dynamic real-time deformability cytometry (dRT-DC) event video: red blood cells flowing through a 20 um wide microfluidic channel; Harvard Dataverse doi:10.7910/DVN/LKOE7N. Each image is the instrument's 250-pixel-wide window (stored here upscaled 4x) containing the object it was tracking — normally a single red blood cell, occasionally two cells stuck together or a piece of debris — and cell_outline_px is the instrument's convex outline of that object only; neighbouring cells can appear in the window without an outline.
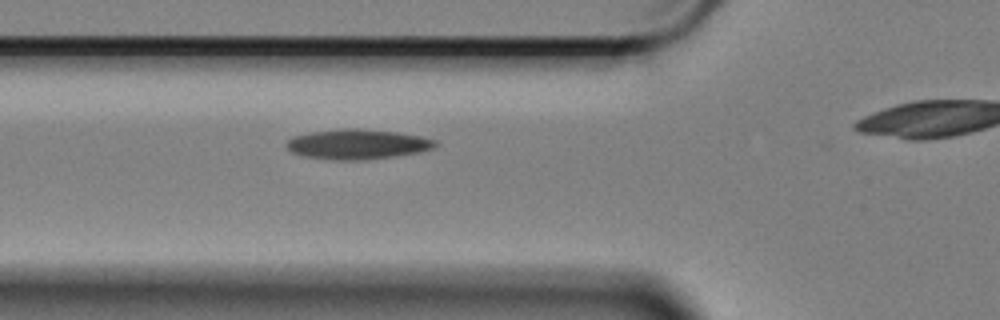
{"species": "Egyptian fruit bat (a non-hibernating species)", "species_latin": "Rousettus aegyptiacus", "temperature_condition": "cold", "stored_images_in_passage": 33, "camera_frame_rate_fps": 3000, "um_per_image_px": 0.085, "animal": {"sex": "female"}, "frame": {"image": 1, "passage_image": 15, "time_ms": 4.667, "image_size_px": [1000, 320], "cell_outline_px": [[440, 144], [432, 148], [420, 152], [364, 160], [332, 160], [308, 156], [292, 152], [284, 144], [292, 136], [308, 132], [340, 128], [356, 128], [396, 132], [420, 136], [436, 140]], "centroid_in_image_um": [30.37, 12.25], "position_along_channel_um": 95.4, "area_um2": 26.01}}
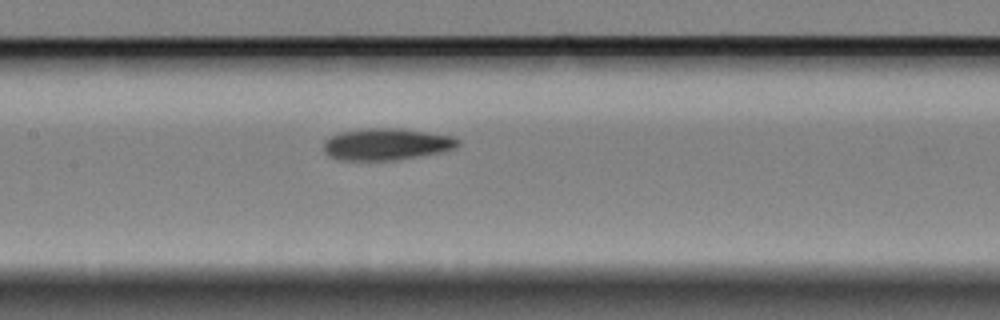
{"frame": {"image": 2, "passage_image": 22, "time_ms": 7.0, "image_size_px": [1000, 320], "cell_outline_px": [[460, 144], [456, 148], [444, 152], [392, 160], [344, 160], [332, 156], [324, 152], [324, 140], [340, 132], [360, 128], [400, 128], [456, 136], [460, 140]], "centroid_in_image_um": [32.91, 12.24], "position_along_channel_um": 174.5, "area_um2": 25.03}}
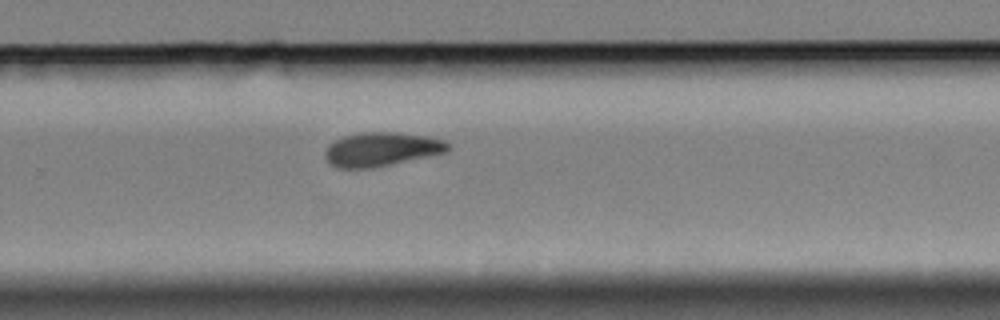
{"frame": {"image": 3, "passage_image": 33, "time_ms": 10.667, "image_size_px": [1000, 320], "cell_outline_px": [[452, 148], [448, 152], [372, 168], [336, 168], [324, 156], [324, 152], [328, 144], [344, 136], [360, 132], [400, 132], [428, 136], [444, 140], [452, 144]], "centroid_in_image_um": [32.47, 12.67], "position_along_channel_um": 297.3, "area_um2": 24.57}}